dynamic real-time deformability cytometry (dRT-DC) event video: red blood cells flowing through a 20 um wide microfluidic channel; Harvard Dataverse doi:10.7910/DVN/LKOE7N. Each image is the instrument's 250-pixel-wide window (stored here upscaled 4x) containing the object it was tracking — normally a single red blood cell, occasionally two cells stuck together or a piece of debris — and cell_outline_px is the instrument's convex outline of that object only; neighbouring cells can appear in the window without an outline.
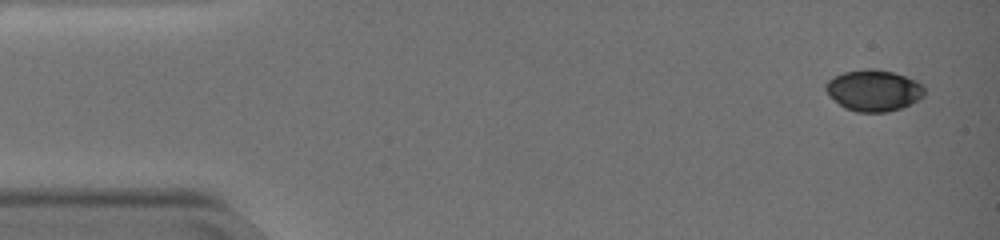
{"species": "common noctule bat (a hibernating species)", "species_latin": "Nyctalus noctula", "temperature_condition": "warm", "stored_images_in_passage": 15, "camera_frame_rate_fps": 3000, "um_per_image_px": 0.085, "animal": {"sex": "female", "body_mass_g": 19.0, "forearm_length_mm": 51.5}, "frame": {"image": 1, "passage_image": 1, "time_ms": 0.0, "image_size_px": [1000, 240], "cell_outline_px": [[924, 96], [912, 104], [888, 112], [856, 112], [844, 108], [824, 88], [824, 84], [832, 76], [844, 72], [864, 68], [876, 68], [892, 72], [916, 80], [924, 84]], "centroid_in_image_um": [74.28, 7.67], "position_along_channel_um": 10.7, "area_um2": 23.93}}
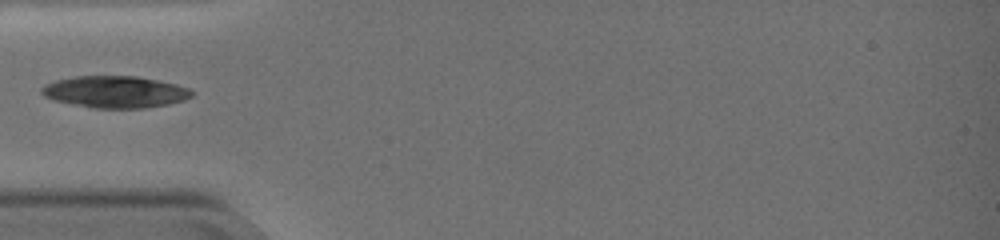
{"frame": {"image": 2, "passage_image": 11, "time_ms": 3.333, "image_size_px": [1000, 240], "cell_outline_px": [[196, 92], [192, 96], [184, 100], [168, 104], [144, 108], [92, 108], [52, 100], [44, 96], [40, 92], [40, 88], [44, 84], [56, 80], [76, 76], [136, 76], [176, 84], [188, 88]], "centroid_in_image_um": [9.76, 7.81], "position_along_channel_um": 75.2, "area_um2": 27.98}}
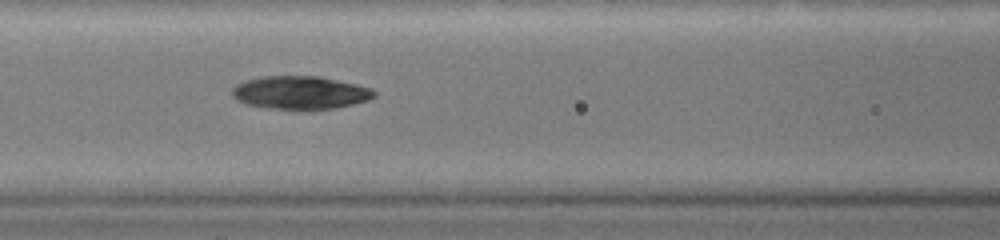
{"frame": {"image": 3, "passage_image": 15, "time_ms": 4.667, "image_size_px": [1000, 240], "cell_outline_px": [[376, 96], [368, 100], [352, 104], [332, 108], [268, 108], [248, 104], [236, 100], [232, 96], [232, 88], [236, 84], [244, 80], [260, 76], [320, 76], [356, 84], [372, 88], [376, 92]], "centroid_in_image_um": [25.5, 7.84], "position_along_channel_um": 141.1, "area_um2": 27.17}}